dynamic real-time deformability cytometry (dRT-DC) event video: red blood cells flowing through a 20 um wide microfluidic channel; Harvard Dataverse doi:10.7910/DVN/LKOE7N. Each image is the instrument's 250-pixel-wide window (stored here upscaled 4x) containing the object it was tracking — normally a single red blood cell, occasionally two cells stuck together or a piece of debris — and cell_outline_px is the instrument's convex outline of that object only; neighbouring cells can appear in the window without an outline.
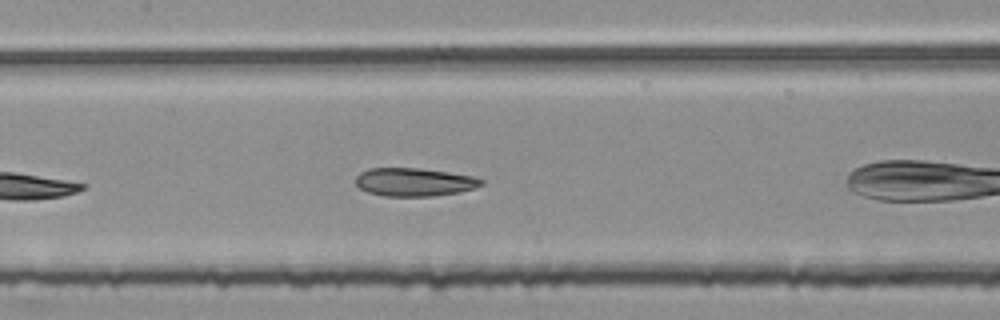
{"species": "common noctule bat (a hibernating species)", "species_latin": "Nyctalus noctula", "temperature_condition": "room temperature", "stored_images_in_passage": 32, "camera_frame_rate_fps": 3000, "um_per_image_px": 0.085, "animal": {"sex": "female", "body_mass_g": 25.1}, "frame": {"image": 1, "passage_image": 10, "time_ms": 3.0, "image_size_px": [1000, 320], "cell_outline_px": [[484, 184], [476, 188], [460, 192], [432, 196], [384, 196], [368, 192], [360, 188], [356, 184], [356, 176], [360, 172], [368, 168], [416, 168], [448, 172], [472, 176], [484, 180]], "centroid_in_image_um": [35.22, 15.47], "position_along_channel_um": 172.2, "area_um2": 20.69}, "authors_computed_cell_mechanics": {"area_um2": 18.3515, "velocity_mm_per_s": 3.7675, "shape_relaxation_time_tau1_ms": 1.2732, "shape_relaxation_time_tau2_ms": null, "deformation_change_tau1": 0.0762, "deformation_change_tau2": null}}